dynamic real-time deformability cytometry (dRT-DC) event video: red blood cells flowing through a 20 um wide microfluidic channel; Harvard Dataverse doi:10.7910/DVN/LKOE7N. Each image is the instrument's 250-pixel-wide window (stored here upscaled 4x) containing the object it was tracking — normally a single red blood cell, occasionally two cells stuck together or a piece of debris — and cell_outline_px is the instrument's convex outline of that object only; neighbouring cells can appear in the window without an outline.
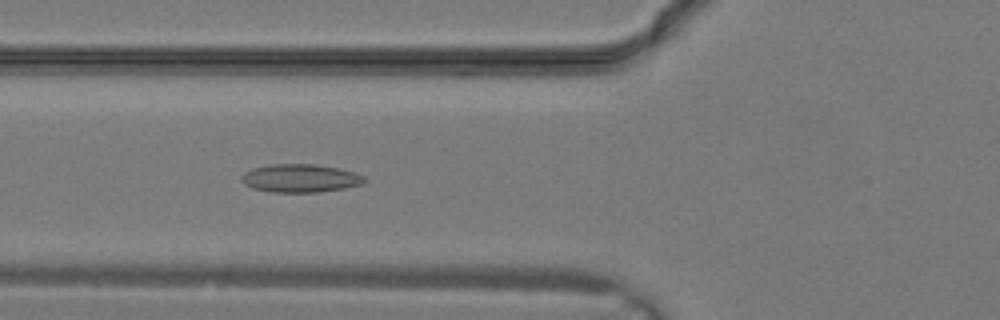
{"species": "common noctule bat (a hibernating species)", "species_latin": "Nyctalus noctula", "temperature_condition": "warm", "stored_images_in_passage": 30, "camera_frame_rate_fps": 3000, "um_per_image_px": 0.085, "animal": {"sex": "male", "body_mass_g": 19.2, "forearm_length_mm": 51.8}, "frame": {"image": 1, "passage_image": 11, "time_ms": 3.333, "image_size_px": [1000, 320], "cell_outline_px": [[368, 180], [360, 184], [344, 188], [320, 192], [272, 192], [252, 188], [244, 184], [240, 180], [240, 176], [244, 172], [252, 168], [268, 164], [316, 164], [336, 168], [352, 172], [364, 176]], "centroid_in_image_um": [25.47, 15.15], "position_along_channel_um": 100.3, "area_um2": 20.23}}
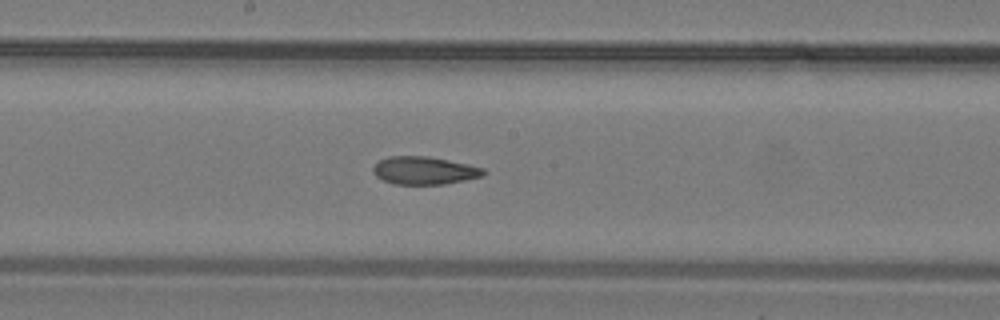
{"frame": {"image": 2, "passage_image": 16, "time_ms": 5.0, "image_size_px": [1000, 320], "cell_outline_px": [[488, 172], [484, 176], [444, 184], [396, 184], [384, 180], [376, 176], [372, 172], [372, 168], [380, 160], [388, 156], [428, 156], [468, 164], [484, 168]], "centroid_in_image_um": [36.09, 14.49], "position_along_channel_um": 212.1, "area_um2": 17.92}}
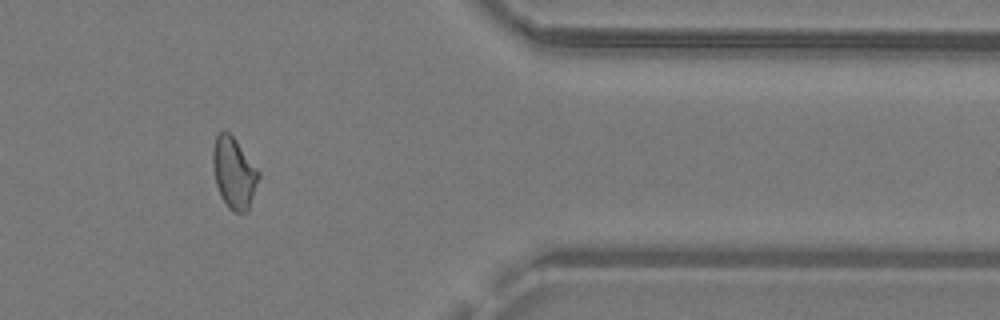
{"frame": {"image": 3, "passage_image": 25, "time_ms": 8.0, "image_size_px": [1000, 320], "cell_outline_px": [[260, 176], [248, 212], [232, 212], [228, 208], [220, 196], [216, 184], [212, 168], [212, 148], [216, 136], [224, 128], [236, 140], [260, 172]], "centroid_in_image_um": [19.87, 14.7], "position_along_channel_um": 391.5, "area_um2": 19.25}}